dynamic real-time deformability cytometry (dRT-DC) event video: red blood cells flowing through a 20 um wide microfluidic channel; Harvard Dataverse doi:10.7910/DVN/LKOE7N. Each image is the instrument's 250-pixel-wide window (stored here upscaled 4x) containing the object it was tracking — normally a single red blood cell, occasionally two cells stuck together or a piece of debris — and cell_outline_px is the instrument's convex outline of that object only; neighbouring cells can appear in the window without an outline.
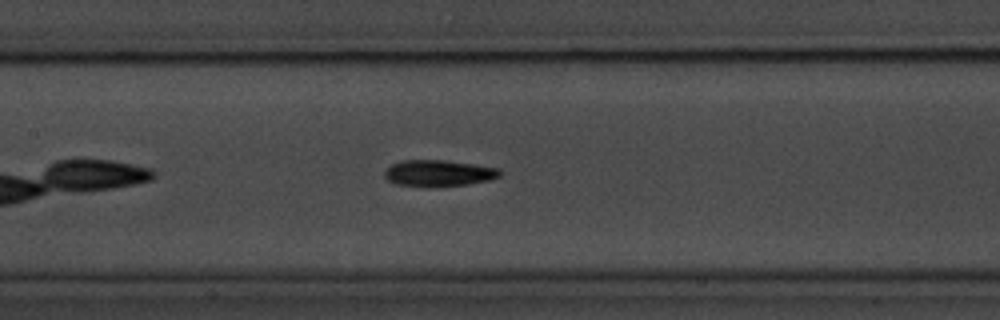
{"species": "common noctule bat (a hibernating species)", "species_latin": "Nyctalus noctula", "temperature_condition": "room temperature", "stored_images_in_passage": 39, "camera_frame_rate_fps": 3000, "um_per_image_px": 0.085, "animal": {"sex": "male", "body_mass_g": 20.1, "forearm_length_mm": 53.5}, "frame": {"image": 1, "passage_image": 12, "time_ms": 3.667, "image_size_px": [1000, 320], "cell_outline_px": [[500, 176], [488, 180], [468, 184], [396, 184], [388, 180], [384, 176], [384, 172], [392, 164], [400, 160], [444, 160], [500, 168]], "centroid_in_image_um": [37.29, 14.67], "position_along_channel_um": 170.1, "area_um2": 16.82}, "authors_computed_cell_mechanics": {"area_um2": 17.1088, "velocity_mm_per_s": 3.631, "shape_relaxation_time_tau1_ms": 2.7792, "shape_relaxation_time_tau2_ms": 7.5969, "deformation_change_tau1": 0.155, "deformation_change_tau2": 0.1764}}